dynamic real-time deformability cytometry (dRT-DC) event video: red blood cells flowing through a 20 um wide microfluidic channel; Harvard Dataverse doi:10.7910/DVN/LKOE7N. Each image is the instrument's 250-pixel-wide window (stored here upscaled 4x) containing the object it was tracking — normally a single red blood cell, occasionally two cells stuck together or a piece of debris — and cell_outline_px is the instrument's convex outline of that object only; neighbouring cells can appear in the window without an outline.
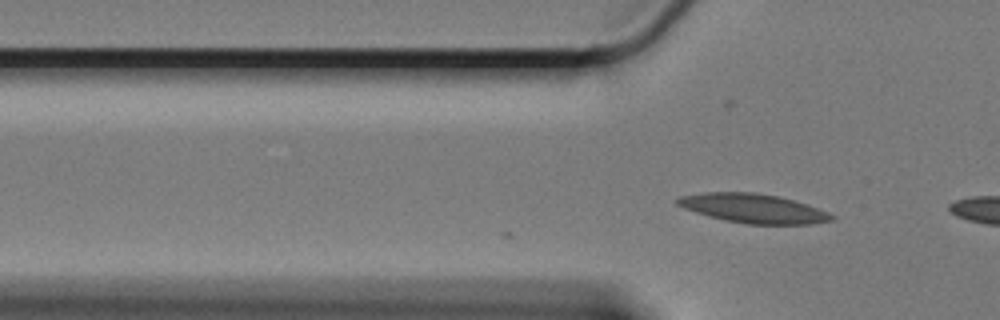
{"species": "Egyptian fruit bat (a non-hibernating species)", "species_latin": "Rousettus aegyptiacus", "temperature_condition": "cold", "stored_images_in_passage": 15, "camera_frame_rate_fps": 3000, "um_per_image_px": 0.085, "animal": {"sex": "female"}, "frame": {"image": 1, "passage_image": 15, "time_ms": 4.667, "image_size_px": [1000, 320], "cell_outline_px": [[836, 216], [832, 220], [812, 224], [748, 224], [724, 220], [708, 216], [684, 208], [676, 204], [676, 200], [680, 196], [708, 192], [752, 192], [776, 196], [792, 200], [828, 212]], "centroid_in_image_um": [64.01, 17.72], "position_along_channel_um": 61.8, "area_um2": 25.84}}